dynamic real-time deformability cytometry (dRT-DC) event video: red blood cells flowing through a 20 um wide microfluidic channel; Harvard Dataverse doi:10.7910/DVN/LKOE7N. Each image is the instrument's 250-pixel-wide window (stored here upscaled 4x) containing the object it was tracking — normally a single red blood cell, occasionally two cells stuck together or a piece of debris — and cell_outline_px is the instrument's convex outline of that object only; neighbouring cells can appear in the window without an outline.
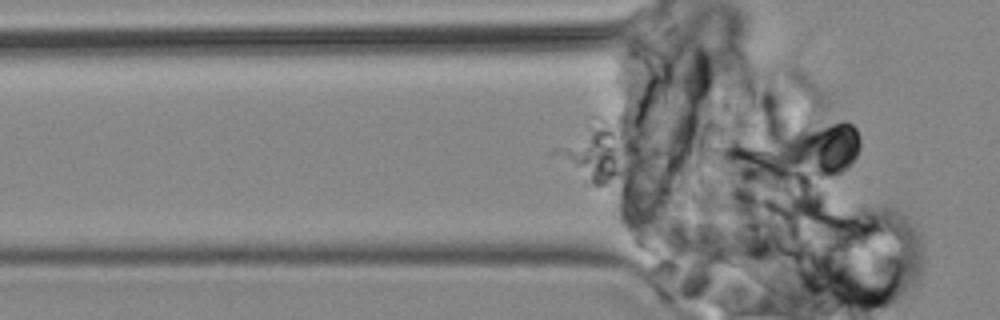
{"species": "common noctule bat (a hibernating species)", "species_latin": "Nyctalus noctula", "temperature_condition": "cold", "stored_images_in_passage": 10, "camera_frame_rate_fps": 3000, "um_per_image_px": 0.085, "animal": {"sex": "male", "body_mass_g": 19.2, "forearm_length_mm": 51.8}, "frame": {"image": 1, "passage_image": 10, "time_ms": 12.333, "image_size_px": [1000, 320], "cell_outline_px": [[860, 148], [852, 164], [848, 168], [832, 176], [816, 176], [788, 164], [776, 152], [808, 112], [844, 120], [852, 124], [856, 128], [860, 136]], "centroid_in_image_um": [69.82, 12.37], "position_along_channel_um": 56.0, "area_um2": 26.93}}